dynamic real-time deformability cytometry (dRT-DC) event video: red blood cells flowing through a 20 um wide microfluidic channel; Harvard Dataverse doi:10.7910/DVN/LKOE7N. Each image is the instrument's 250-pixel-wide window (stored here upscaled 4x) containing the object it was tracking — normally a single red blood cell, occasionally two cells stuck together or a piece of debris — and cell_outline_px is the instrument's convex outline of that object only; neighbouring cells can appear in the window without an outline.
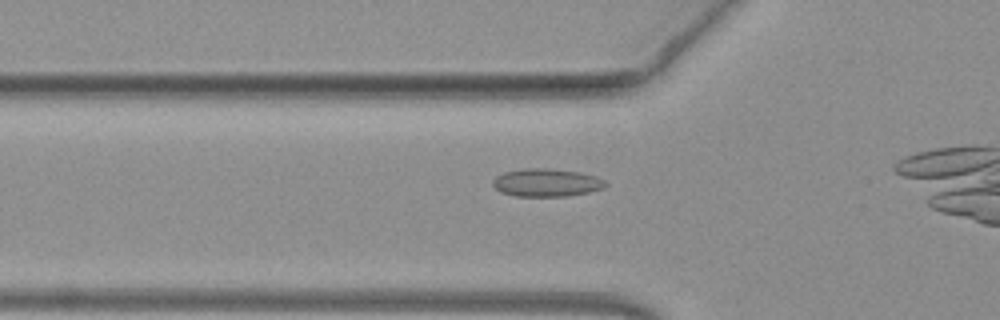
{"species": "common noctule bat (a hibernating species)", "species_latin": "Nyctalus noctula", "temperature_condition": "warm", "stored_images_in_passage": 36, "camera_frame_rate_fps": 3000, "um_per_image_px": 0.085, "animal": {"sex": "female", "body_mass_g": 19.3, "forearm_length_mm": 54.1}, "frame": {"image": 1, "passage_image": 9, "time_ms": 2.667, "image_size_px": [1000, 320], "cell_outline_px": [[608, 184], [604, 188], [588, 192], [568, 196], [516, 196], [500, 192], [492, 184], [492, 180], [496, 176], [504, 172], [524, 168], [548, 168], [580, 172], [596, 176], [604, 180]], "centroid_in_image_um": [46.45, 15.52], "position_along_channel_um": 79.3, "area_um2": 18.44}}
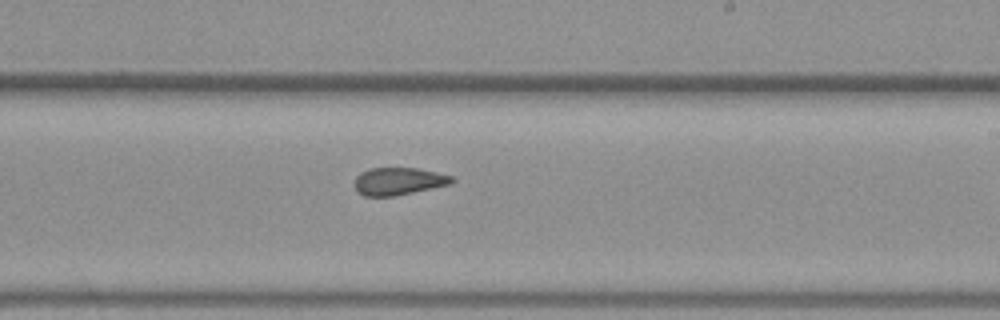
{"frame": {"image": 2, "passage_image": 22, "time_ms": 7.0, "image_size_px": [1000, 320], "cell_outline_px": [[456, 180], [452, 184], [392, 196], [364, 196], [356, 192], [356, 176], [360, 172], [368, 168], [416, 168], [436, 172], [452, 176]], "centroid_in_image_um": [33.88, 15.4], "position_along_channel_um": 255.1, "area_um2": 15.55}}
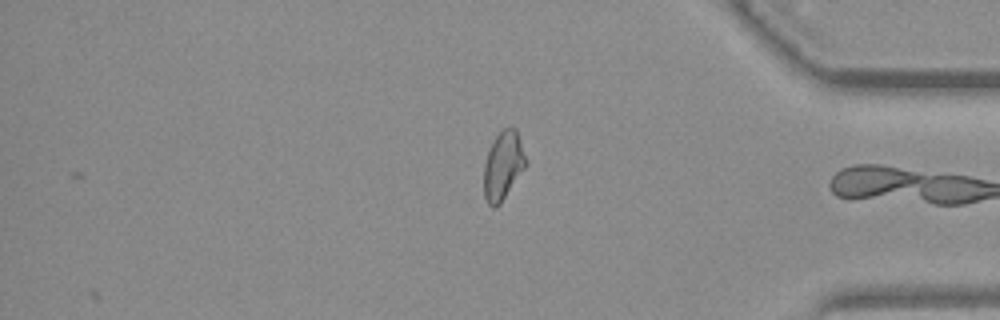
{"frame": {"image": 3, "passage_image": 34, "time_ms": 11.0, "image_size_px": [1000, 320], "cell_outline_px": [[528, 164], [500, 204], [496, 208], [492, 208], [488, 204], [484, 196], [484, 164], [488, 152], [496, 136], [504, 128], [516, 128], [528, 160]], "centroid_in_image_um": [42.79, 14.1], "position_along_channel_um": 392.4, "area_um2": 16.82}, "authors_computed_cell_mechanics": {"area_um2": 16.8198, "velocity_mm_per_s": 4.0446, "shape_relaxation_time_tau1_ms": null, "shape_relaxation_time_tau2_ms": 1.5905, "deformation_change_tau1": null, "deformation_change_tau2": 0.0764}}